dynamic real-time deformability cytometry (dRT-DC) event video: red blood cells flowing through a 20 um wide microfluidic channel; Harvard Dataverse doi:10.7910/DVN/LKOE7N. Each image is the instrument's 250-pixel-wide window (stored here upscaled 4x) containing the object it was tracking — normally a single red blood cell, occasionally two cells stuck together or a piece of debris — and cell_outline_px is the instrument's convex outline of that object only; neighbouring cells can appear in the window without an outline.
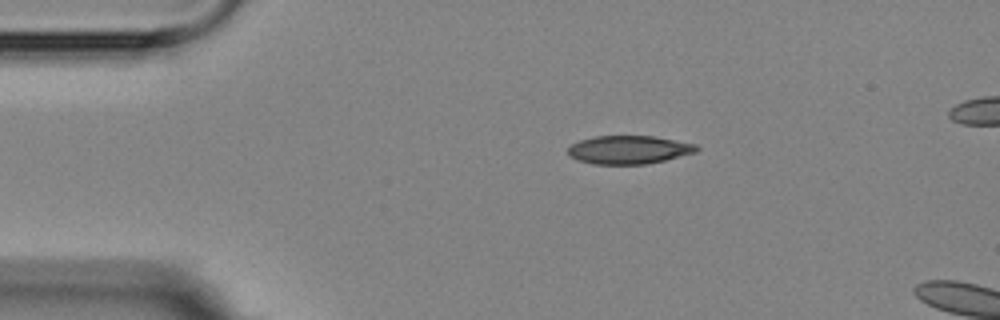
{"species": "Egyptian fruit bat (a non-hibernating species)", "species_latin": "Rousettus aegyptiacus", "temperature_condition": "room temperature", "stored_images_in_passage": 2, "camera_frame_rate_fps": 3000, "um_per_image_px": 0.085, "animal": {"sex": "female"}, "frame": {"image": 1, "passage_image": 1, "time_ms": 0.0, "image_size_px": [1000, 320], "cell_outline_px": [[700, 148], [696, 152], [648, 164], [592, 164], [576, 160], [568, 156], [568, 148], [572, 144], [580, 140], [596, 136], [652, 136], [696, 144]], "centroid_in_image_um": [53.42, 12.73], "position_along_channel_um": 31.6, "area_um2": 21.21}}